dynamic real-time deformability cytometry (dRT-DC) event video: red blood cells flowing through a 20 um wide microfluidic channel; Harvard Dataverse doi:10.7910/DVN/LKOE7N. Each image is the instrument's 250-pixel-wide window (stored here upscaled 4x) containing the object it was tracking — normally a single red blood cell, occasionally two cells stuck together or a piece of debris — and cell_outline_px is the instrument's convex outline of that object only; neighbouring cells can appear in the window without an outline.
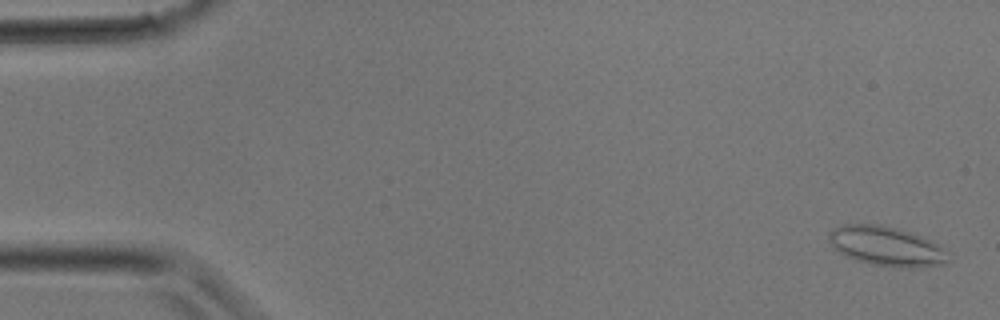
{"species": "common noctule bat (a hibernating species)", "species_latin": "Nyctalus noctula", "temperature_condition": "room temperature", "stored_images_in_passage": 7, "camera_frame_rate_fps": 3000, "um_per_image_px": 0.085, "animal": {"sex": "male", "body_mass_g": 17.9}, "frame": {"image": 1, "passage_image": 1, "time_ms": 0.0, "image_size_px": [1000, 320], "cell_outline_px": [[948, 264], [912, 268], [900, 268], [872, 264], [856, 260], [844, 256], [828, 240], [828, 236], [832, 228], [844, 224], [880, 224], [912, 232], [932, 240], [948, 252]], "centroid_in_image_um": [75.38, 20.93], "position_along_channel_um": 9.6, "area_um2": 27.74}}